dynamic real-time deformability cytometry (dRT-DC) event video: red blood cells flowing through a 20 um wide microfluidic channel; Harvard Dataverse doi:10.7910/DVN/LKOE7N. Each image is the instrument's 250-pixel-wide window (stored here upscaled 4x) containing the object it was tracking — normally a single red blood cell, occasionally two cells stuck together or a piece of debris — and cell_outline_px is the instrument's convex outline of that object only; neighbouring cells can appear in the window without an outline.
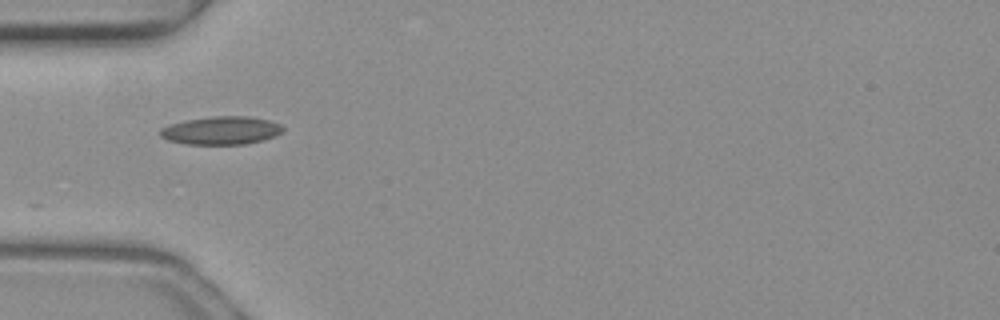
{"species": "common noctule bat (a hibernating species)", "species_latin": "Nyctalus noctula", "temperature_condition": "warm", "stored_images_in_passage": 36, "camera_frame_rate_fps": 3000, "um_per_image_px": 0.085, "animal": {"sex": "female", "body_mass_g": 19.3, "forearm_length_mm": 54.1}, "frame": {"image": 1, "passage_image": 1, "time_ms": 0.0, "image_size_px": [1000, 320], "cell_outline_px": [[284, 132], [276, 136], [264, 140], [244, 144], [184, 144], [168, 140], [160, 136], [160, 128], [168, 124], [188, 120], [212, 116], [252, 116], [268, 120], [280, 124], [284, 128]], "centroid_in_image_um": [18.83, 11.09], "position_along_channel_um": 66.2, "area_um2": 20.29}}
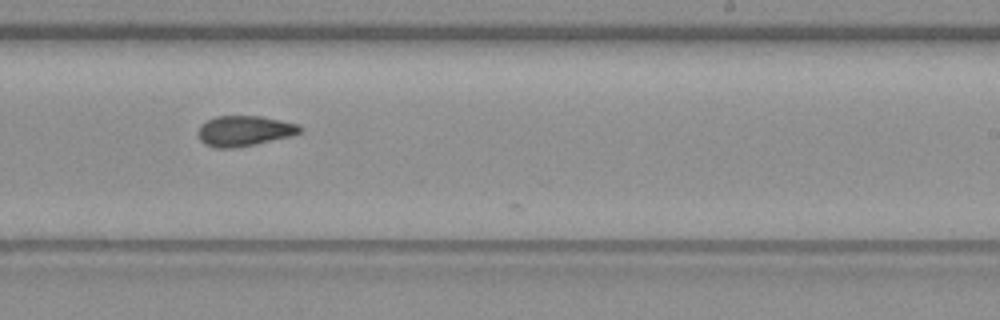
{"frame": {"image": 2, "passage_image": 16, "time_ms": 5.0, "image_size_px": [1000, 320], "cell_outline_px": [[300, 132], [292, 136], [232, 148], [216, 148], [204, 144], [200, 140], [200, 124], [216, 116], [260, 116], [300, 124]], "centroid_in_image_um": [20.77, 11.12], "position_along_channel_um": 268.2, "area_um2": 17.74}}
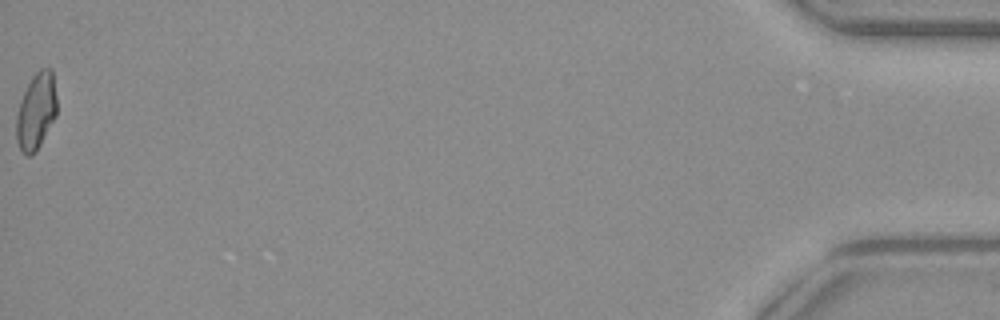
{"frame": {"image": 3, "passage_image": 36, "time_ms": 11.667, "image_size_px": [1000, 320], "cell_outline_px": [[56, 116], [36, 152], [28, 156], [20, 148], [16, 140], [16, 116], [20, 100], [32, 76], [40, 68], [52, 68], [56, 96]], "centroid_in_image_um": [3.07, 9.44], "position_along_channel_um": 432.1, "area_um2": 18.03}, "authors_computed_cell_mechanics": {"area_um2": 18.0336, "velocity_mm_per_s": 4.0432, "shape_relaxation_time_tau1_ms": null, "shape_relaxation_time_tau2_ms": 3.0843, "deformation_change_tau1": null, "deformation_change_tau2": 0.0891}}